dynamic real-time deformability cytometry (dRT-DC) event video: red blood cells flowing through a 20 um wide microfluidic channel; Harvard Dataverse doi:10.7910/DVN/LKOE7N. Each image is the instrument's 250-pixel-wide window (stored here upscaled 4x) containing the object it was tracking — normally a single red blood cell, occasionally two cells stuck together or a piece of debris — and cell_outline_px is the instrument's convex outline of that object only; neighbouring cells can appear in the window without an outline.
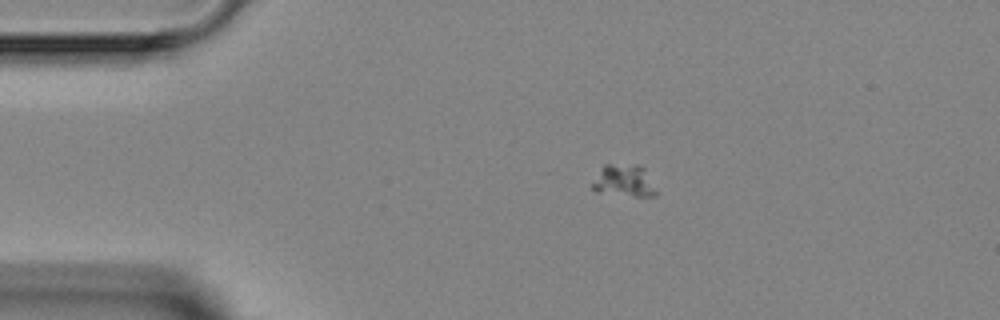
{"species": "Egyptian fruit bat (a non-hibernating species)", "species_latin": "Rousettus aegyptiacus", "temperature_condition": "room temperature", "stored_images_in_passage": 3, "camera_frame_rate_fps": 3000, "um_per_image_px": 0.085, "animal": {"sex": "female"}, "frame": {"image": 1, "passage_image": 1, "time_ms": 0.0, "image_size_px": [1000, 320], "cell_outline_px": [[656, 196], [632, 196], [596, 192], [592, 188], [592, 184], [604, 164], [636, 164], [644, 168], [656, 192]], "centroid_in_image_um": [53.02, 15.36], "position_along_channel_um": 32.0, "area_um2": 11.73}}
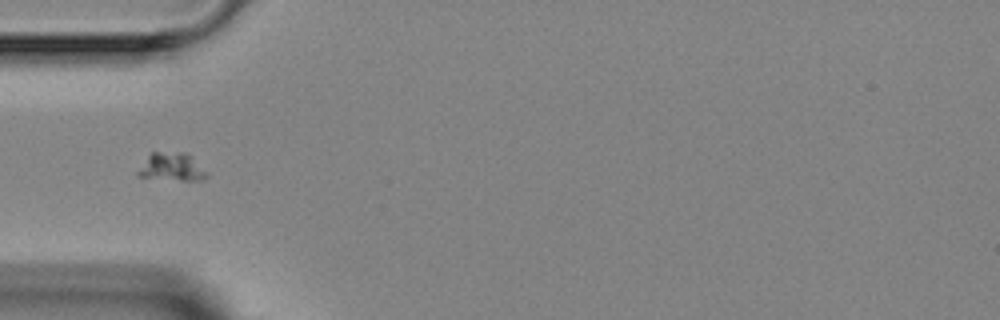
{"frame": {"image": 2, "passage_image": 2, "time_ms": 2.0, "image_size_px": [1000, 320], "cell_outline_px": [[208, 176], [200, 180], [180, 180], [136, 176], [136, 172], [148, 156], [152, 152], [184, 152], [192, 156]], "centroid_in_image_um": [14.57, 14.18], "position_along_channel_um": 70.4, "area_um2": 10.98}}
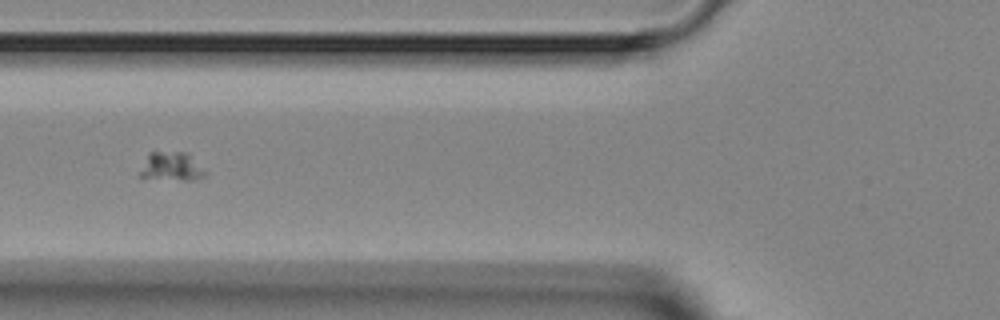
{"frame": {"image": 3, "passage_image": 3, "time_ms": 3.0, "image_size_px": [1000, 320], "cell_outline_px": [[204, 176], [188, 180], [184, 180], [136, 176], [148, 152], [188, 152], [204, 172]], "centroid_in_image_um": [14.48, 14.13], "position_along_channel_um": 111.3, "area_um2": 10.64}}